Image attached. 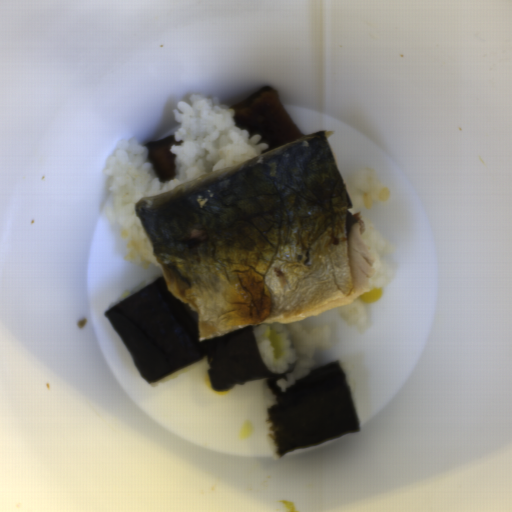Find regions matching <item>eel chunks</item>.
I'll return each instance as SVG.
<instances>
[{"mask_svg":"<svg viewBox=\"0 0 512 512\" xmlns=\"http://www.w3.org/2000/svg\"><path fill=\"white\" fill-rule=\"evenodd\" d=\"M236 128L248 130V139L259 134L253 145L268 143L267 152L307 136L291 120L277 87L265 85L243 101L232 104Z\"/></svg>","mask_w":512,"mask_h":512,"instance_id":"1","label":"eel chunks"},{"mask_svg":"<svg viewBox=\"0 0 512 512\" xmlns=\"http://www.w3.org/2000/svg\"><path fill=\"white\" fill-rule=\"evenodd\" d=\"M176 137L177 134L169 135L142 145L147 148L146 159L154 174L162 181L174 180L176 176L175 160L171 152Z\"/></svg>","mask_w":512,"mask_h":512,"instance_id":"2","label":"eel chunks"}]
</instances>
